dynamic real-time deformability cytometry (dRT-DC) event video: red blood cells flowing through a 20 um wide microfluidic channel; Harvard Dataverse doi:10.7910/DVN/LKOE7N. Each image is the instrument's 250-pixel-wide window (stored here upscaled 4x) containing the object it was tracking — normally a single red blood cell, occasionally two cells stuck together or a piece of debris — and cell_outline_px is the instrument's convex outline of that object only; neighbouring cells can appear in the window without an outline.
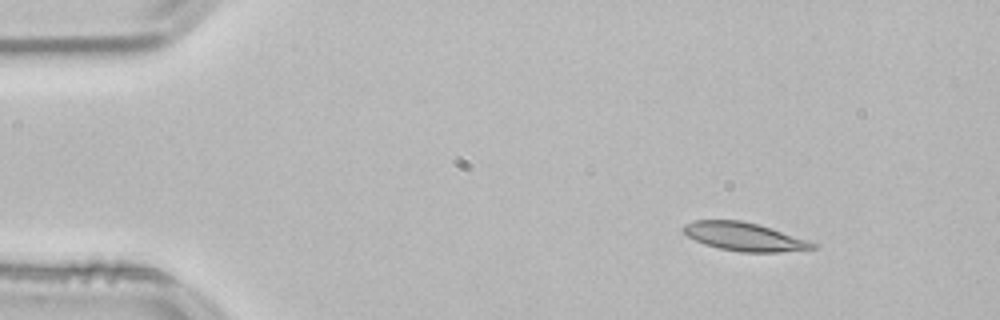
{"species": "common noctule bat (a hibernating species)", "species_latin": "Nyctalus noctula", "temperature_condition": "room temperature", "stored_images_in_passage": 47, "camera_frame_rate_fps": 3000, "um_per_image_px": 0.085, "animal": {"sex": "male", "body_mass_g": 21.5, "forearm_length_mm": 52.0}, "frame": {"image": 1, "passage_image": 1, "time_ms": 0.0, "image_size_px": [1000, 320], "cell_outline_px": [[820, 244], [816, 248], [776, 252], [740, 252], [720, 248], [704, 244], [688, 236], [680, 228], [684, 224], [696, 220], [740, 220], [756, 224]], "centroid_in_image_um": [63.23, 20.12], "position_along_channel_um": 21.8, "area_um2": 21.04}}
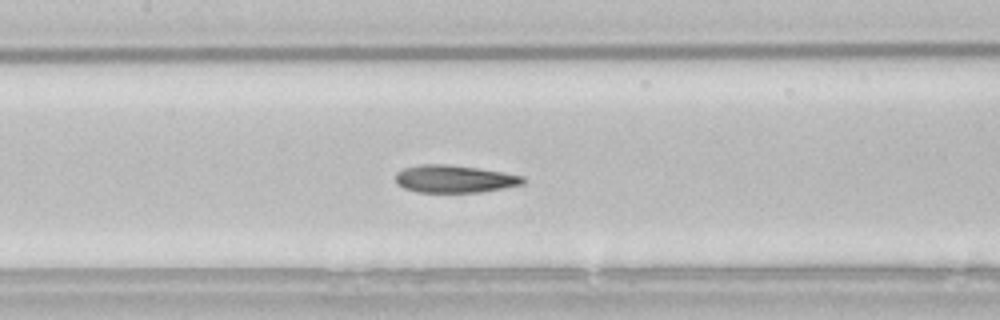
{"frame": {"image": 2, "passage_image": 19, "time_ms": 6.0, "image_size_px": [1000, 320], "cell_outline_px": [[524, 184], [504, 188], [480, 192], [416, 192], [404, 188], [396, 184], [396, 172], [404, 168], [420, 164], [448, 164], [476, 168], [524, 176]], "centroid_in_image_um": [38.59, 15.21], "position_along_channel_um": 168.8, "area_um2": 20.4}}
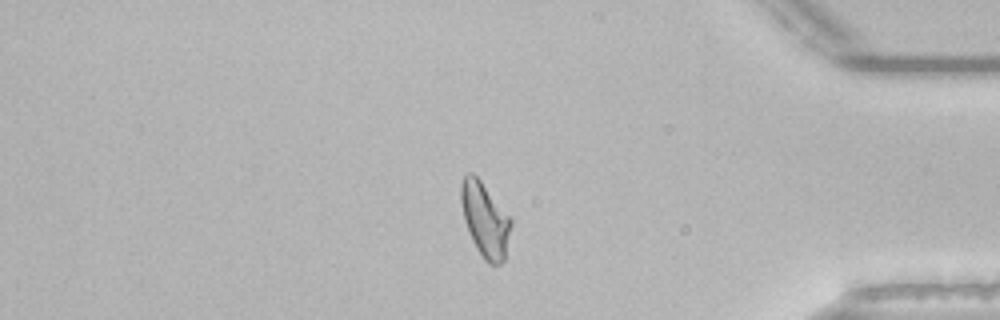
{"frame": {"image": 3, "passage_image": 39, "time_ms": 12.667, "image_size_px": [1000, 320], "cell_outline_px": [[512, 224], [504, 260], [500, 264], [488, 264], [484, 260], [476, 248], [468, 232], [464, 220], [460, 200], [460, 184], [464, 176], [468, 172], [472, 172], [480, 180], [512, 220]], "centroid_in_image_um": [41.2, 18.68], "position_along_channel_um": 394.0, "area_um2": 21.56}, "authors_computed_cell_mechanics": {"area_um2": 21.2704, "velocity_mm_per_s": 3.8208, "shape_relaxation_time_tau1_ms": 6.5953, "shape_relaxation_time_tau2_ms": 2.7423, "deformation_change_tau1": 0.1783, "deformation_change_tau2": 0.114}}